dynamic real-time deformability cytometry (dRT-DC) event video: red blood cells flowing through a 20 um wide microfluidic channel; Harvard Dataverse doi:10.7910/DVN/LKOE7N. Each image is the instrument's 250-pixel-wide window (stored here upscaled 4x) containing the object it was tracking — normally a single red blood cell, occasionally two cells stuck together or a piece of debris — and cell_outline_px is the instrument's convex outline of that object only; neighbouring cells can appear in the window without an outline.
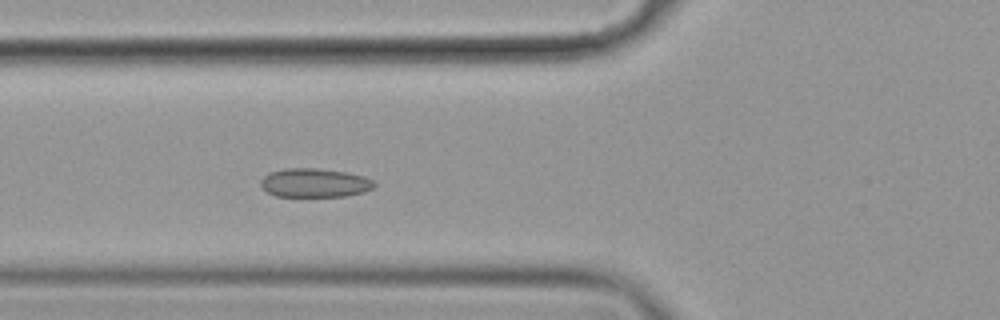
{"species": "common noctule bat (a hibernating species)", "species_latin": "Nyctalus noctula", "temperature_condition": "cold", "stored_images_in_passage": 5, "camera_frame_rate_fps": 3000, "um_per_image_px": 0.085, "animal": {"sex": "female", "body_mass_g": 19.9}, "frame": {"image": 1, "passage_image": 5, "time_ms": 1.333, "image_size_px": [1000, 320], "cell_outline_px": [[376, 184], [372, 188], [364, 192], [348, 196], [276, 196], [268, 192], [260, 184], [260, 180], [268, 172], [284, 168], [316, 168], [348, 172], [364, 176], [376, 180]], "centroid_in_image_um": [26.77, 15.53], "position_along_channel_um": 99.0, "area_um2": 19.31}}